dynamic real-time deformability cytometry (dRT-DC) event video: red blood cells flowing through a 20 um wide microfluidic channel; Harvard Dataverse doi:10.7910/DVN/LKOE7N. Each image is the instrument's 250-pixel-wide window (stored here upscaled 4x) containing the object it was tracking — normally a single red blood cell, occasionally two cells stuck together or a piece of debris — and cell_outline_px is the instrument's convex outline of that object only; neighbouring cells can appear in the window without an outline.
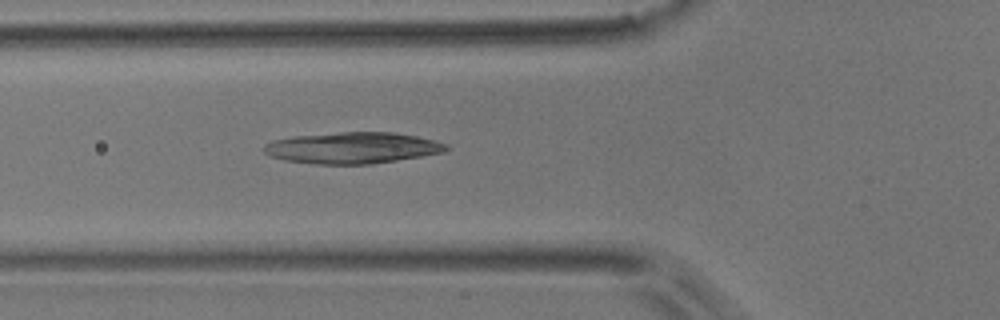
{"species": "common noctule bat (a hibernating species)", "species_latin": "Nyctalus noctula", "temperature_condition": "room temperature", "stored_images_in_passage": 6, "camera_frame_rate_fps": 3000, "um_per_image_px": 0.085, "animal": {"sex": "male", "body_mass_g": 17.9}, "frame": {"image": 1, "passage_image": 6, "time_ms": 5.667, "image_size_px": [1000, 320], "cell_outline_px": [[452, 148], [444, 152], [372, 164], [316, 164], [284, 160], [272, 156], [264, 152], [264, 144], [272, 140], [292, 136], [340, 132], [392, 132], [416, 136], [448, 144]], "centroid_in_image_um": [29.95, 12.56], "position_along_channel_um": 95.8, "area_um2": 33.23}}